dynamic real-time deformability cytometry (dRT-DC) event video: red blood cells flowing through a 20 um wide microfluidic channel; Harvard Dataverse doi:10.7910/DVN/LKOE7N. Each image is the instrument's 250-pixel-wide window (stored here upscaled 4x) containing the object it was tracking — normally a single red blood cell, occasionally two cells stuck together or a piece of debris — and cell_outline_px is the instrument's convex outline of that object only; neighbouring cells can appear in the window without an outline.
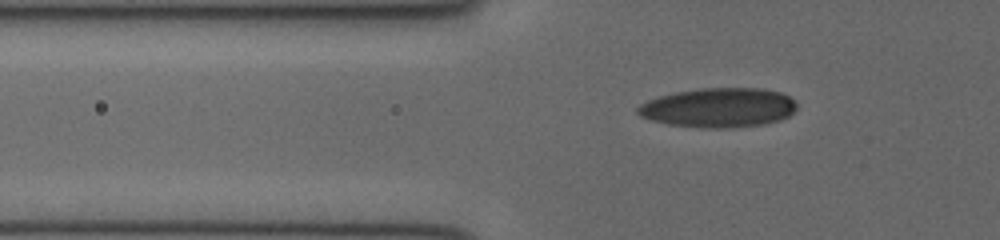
{"species": "human", "species_latin": "Homo sapiens", "temperature_condition": "cold", "stored_images_in_passage": 33, "camera_frame_rate_fps": 3000, "um_per_image_px": 0.085, "donor": {"sex": "female"}, "frame": {"image": 1, "passage_image": 3, "time_ms": 0.667, "image_size_px": [1000, 240], "cell_outline_px": [[796, 108], [788, 116], [780, 120], [764, 124], [728, 128], [704, 128], [668, 124], [652, 120], [640, 116], [636, 112], [636, 108], [640, 104], [648, 100], [660, 96], [676, 92], [700, 88], [760, 88], [780, 92], [788, 96], [796, 104]], "centroid_in_image_um": [61.06, 9.15], "position_along_channel_um": 64.7, "area_um2": 36.47}}
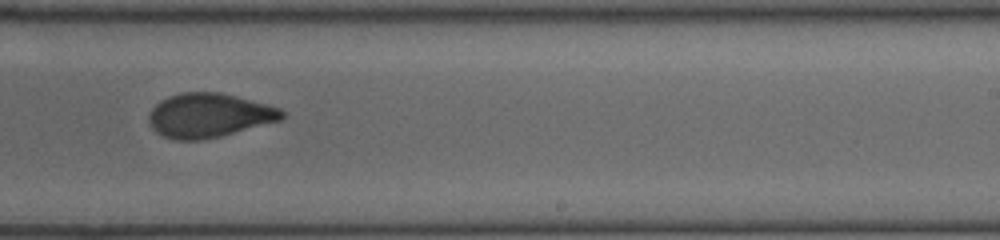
{"frame": {"image": 2, "passage_image": 18, "time_ms": 5.667, "image_size_px": [1000, 240], "cell_outline_px": [[284, 116], [280, 120], [220, 136], [200, 140], [176, 140], [164, 136], [156, 132], [152, 128], [148, 120], [148, 116], [152, 108], [160, 100], [168, 96], [180, 92], [220, 92], [236, 96], [280, 108], [284, 112]], "centroid_in_image_um": [17.72, 9.8], "position_along_channel_um": 271.3, "area_um2": 34.04}}
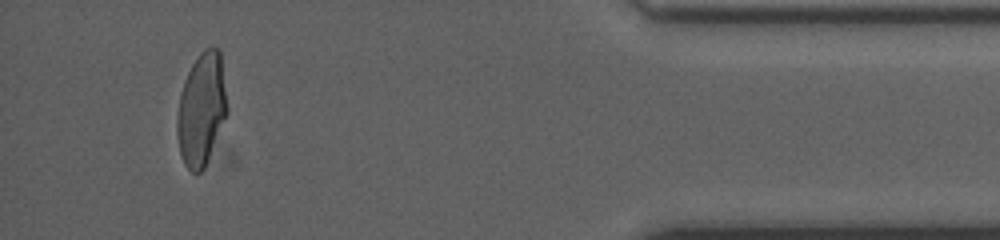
{"frame": {"image": 3, "passage_image": 31, "time_ms": 10.0, "image_size_px": [1000, 240], "cell_outline_px": [[228, 112], [204, 168], [196, 176], [184, 164], [180, 152], [176, 132], [176, 120], [180, 92], [184, 80], [192, 64], [200, 52], [204, 48], [212, 44], [220, 48], [228, 108]], "centroid_in_image_um": [17.13, 9.25], "position_along_channel_um": 418.1, "area_um2": 33.29}}